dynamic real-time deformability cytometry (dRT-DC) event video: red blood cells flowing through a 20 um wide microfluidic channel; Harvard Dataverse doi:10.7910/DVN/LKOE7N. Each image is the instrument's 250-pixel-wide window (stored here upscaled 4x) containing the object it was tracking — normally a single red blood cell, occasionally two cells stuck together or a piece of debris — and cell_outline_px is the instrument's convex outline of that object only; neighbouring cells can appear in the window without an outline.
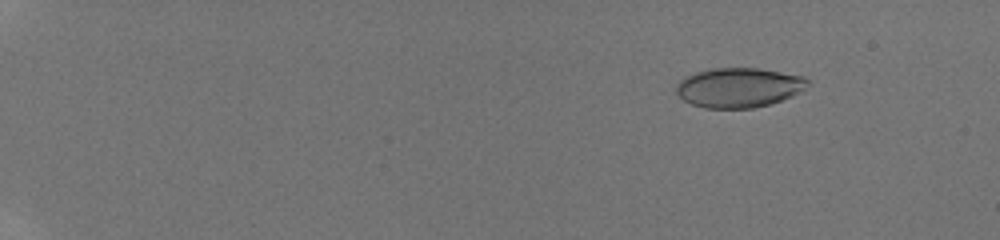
{"species": "human", "species_latin": "Homo sapiens", "temperature_condition": "room temperature", "stored_images_in_passage": 53, "camera_frame_rate_fps": 3000, "um_per_image_px": 0.085, "donor": {"sex": "male"}, "frame": {"image": 1, "passage_image": 9, "time_ms": 2.667, "image_size_px": [1000, 240], "cell_outline_px": [[808, 84], [804, 88], [792, 96], [772, 104], [752, 108], [704, 108], [692, 104], [684, 100], [676, 92], [676, 84], [684, 76], [696, 72], [712, 68], [760, 68], [804, 76], [808, 80]], "centroid_in_image_um": [62.78, 7.44], "position_along_channel_um": 22.2, "area_um2": 30.46}}
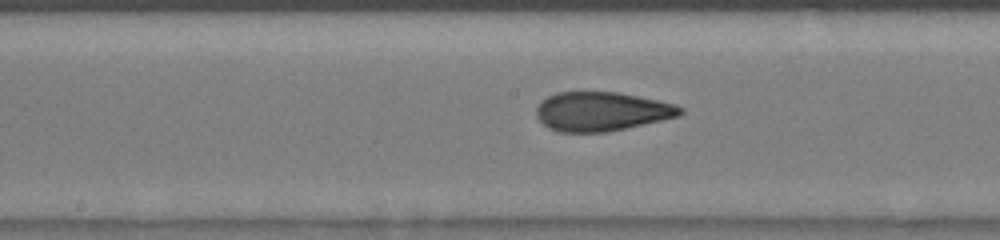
{"frame": {"image": 2, "passage_image": 33, "time_ms": 10.667, "image_size_px": [1000, 240], "cell_outline_px": [[684, 112], [680, 116], [608, 132], [556, 132], [548, 128], [536, 116], [536, 108], [540, 100], [556, 92], [616, 92], [676, 104], [684, 108]], "centroid_in_image_um": [51.12, 9.48], "position_along_channel_um": 197.1, "area_um2": 32.89}}
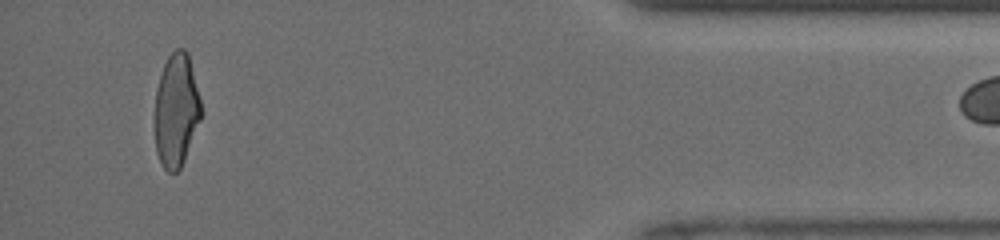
{"frame": {"image": 3, "passage_image": 52, "time_ms": 17.0, "image_size_px": [1000, 240], "cell_outline_px": [[204, 112], [184, 160], [180, 168], [176, 172], [168, 172], [164, 168], [156, 152], [156, 88], [164, 64], [168, 56], [176, 48], [184, 48], [188, 52]], "centroid_in_image_um": [15.02, 9.35], "position_along_channel_um": 420.2, "area_um2": 30.58}}